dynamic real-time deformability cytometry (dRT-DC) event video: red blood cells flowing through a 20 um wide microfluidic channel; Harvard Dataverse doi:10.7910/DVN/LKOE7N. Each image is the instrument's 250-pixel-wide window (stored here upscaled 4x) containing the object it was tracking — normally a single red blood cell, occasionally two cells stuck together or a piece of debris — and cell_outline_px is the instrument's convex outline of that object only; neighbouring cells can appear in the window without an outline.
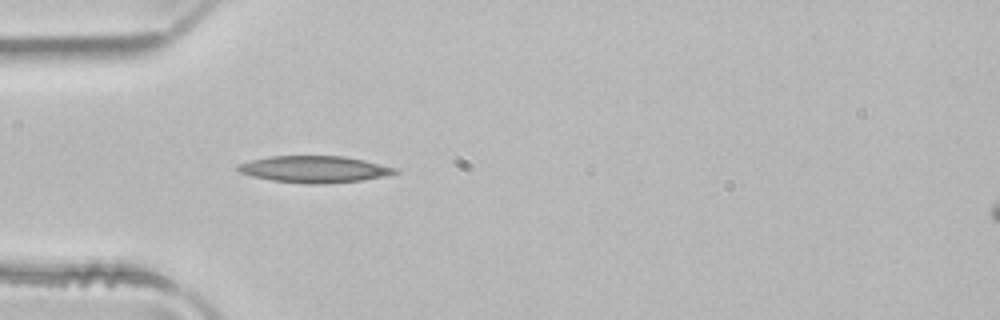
{"species": "common noctule bat (a hibernating species)", "species_latin": "Nyctalus noctula", "temperature_condition": "room temperature", "stored_images_in_passage": 36, "camera_frame_rate_fps": 3000, "um_per_image_px": 0.085, "animal": {"sex": "male", "body_mass_g": 21.5, "forearm_length_mm": 52.0}, "frame": {"image": 1, "passage_image": 1, "time_ms": 0.0, "image_size_px": [1000, 320], "cell_outline_px": [[400, 172], [388, 176], [364, 180], [324, 184], [308, 184], [272, 180], [252, 176], [240, 172], [236, 168], [236, 164], [268, 156], [344, 156], [364, 160], [396, 168]], "centroid_in_image_um": [26.75, 14.39], "position_along_channel_um": 58.3, "area_um2": 24.57}}
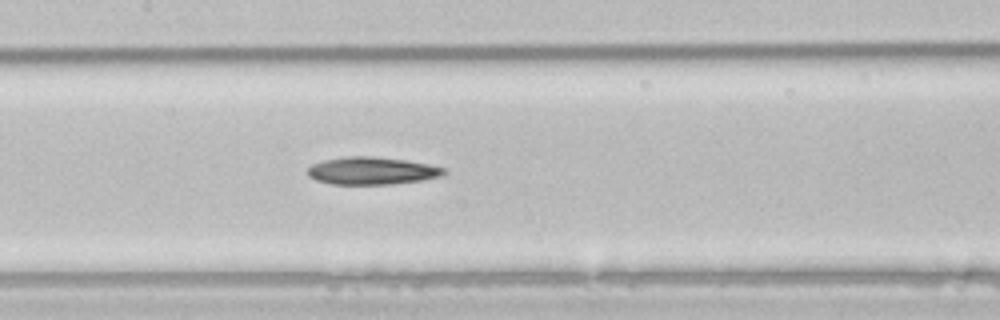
{"frame": {"image": 2, "passage_image": 10, "time_ms": 3.0, "image_size_px": [1000, 320], "cell_outline_px": [[448, 172], [440, 176], [424, 180], [392, 184], [332, 184], [316, 180], [308, 176], [308, 168], [312, 164], [324, 160], [348, 156], [372, 156], [404, 160], [428, 164], [444, 168]], "centroid_in_image_um": [31.61, 14.52], "position_along_channel_um": 175.8, "area_um2": 21.79}}
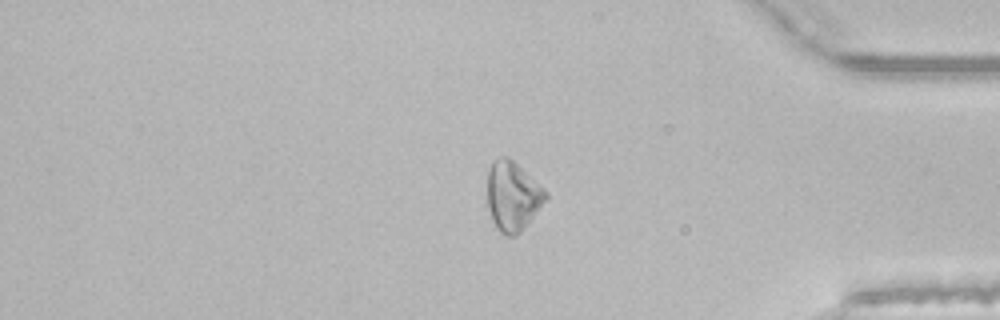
{"frame": {"image": 3, "passage_image": 28, "time_ms": 9.0, "image_size_px": [1000, 320], "cell_outline_px": [[548, 196], [520, 232], [516, 236], [508, 236], [500, 232], [496, 228], [492, 220], [488, 208], [488, 168], [500, 156], [508, 156], [544, 188], [548, 192]], "centroid_in_image_um": [43.56, 16.67], "position_along_channel_um": 391.6, "area_um2": 23.24}}